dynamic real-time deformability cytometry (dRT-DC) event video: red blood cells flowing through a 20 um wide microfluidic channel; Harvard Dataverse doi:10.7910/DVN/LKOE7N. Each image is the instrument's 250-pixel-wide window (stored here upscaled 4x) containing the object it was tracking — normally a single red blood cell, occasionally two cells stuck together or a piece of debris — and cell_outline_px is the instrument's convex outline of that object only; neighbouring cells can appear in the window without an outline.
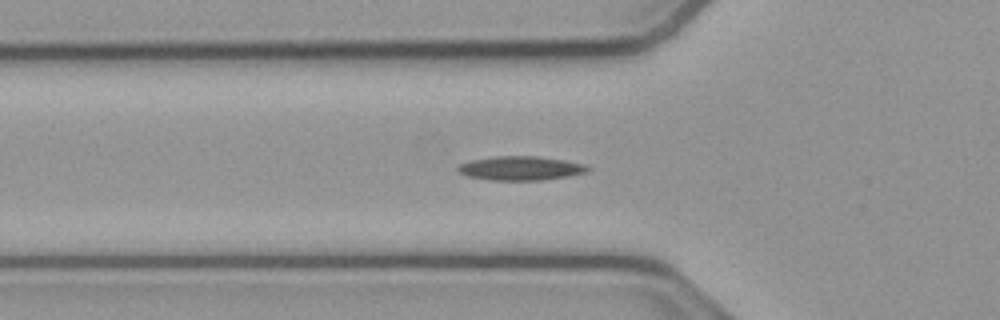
{"species": "common noctule bat (a hibernating species)", "species_latin": "Nyctalus noctula", "temperature_condition": "cold", "stored_images_in_passage": 49, "camera_frame_rate_fps": 3000, "um_per_image_px": 0.085, "animal": {"sex": "male", "body_mass_g": 23.1, "forearm_length_mm": 52.7}, "frame": {"image": 1, "passage_image": 12, "time_ms": 3.667, "image_size_px": [1000, 320], "cell_outline_px": [[588, 172], [568, 176], [540, 180], [488, 180], [468, 176], [456, 172], [456, 168], [460, 164], [472, 160], [496, 156], [536, 156], [564, 160], [584, 164], [588, 168]], "centroid_in_image_um": [44.21, 14.3], "position_along_channel_um": 81.6, "area_um2": 18.09}}
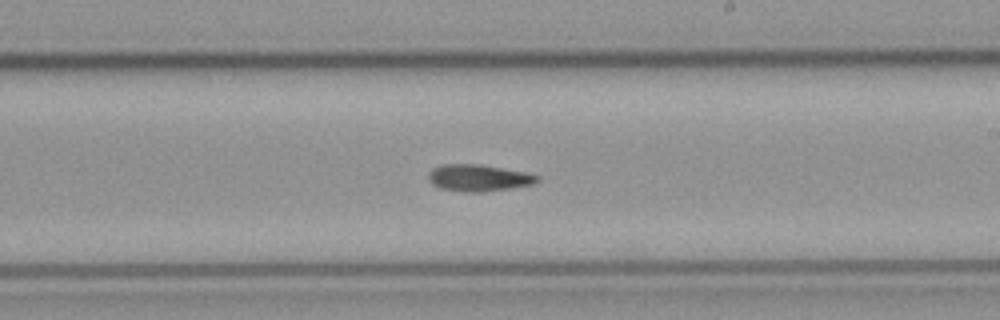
{"frame": {"image": 2, "passage_image": 25, "time_ms": 8.0, "image_size_px": [1000, 320], "cell_outline_px": [[540, 180], [532, 184], [512, 188], [480, 192], [464, 192], [440, 188], [432, 184], [428, 180], [428, 172], [432, 168], [444, 164], [480, 164], [524, 172], [540, 176]], "centroid_in_image_um": [40.65, 15.12], "position_along_channel_um": 248.3, "area_um2": 16.99}}
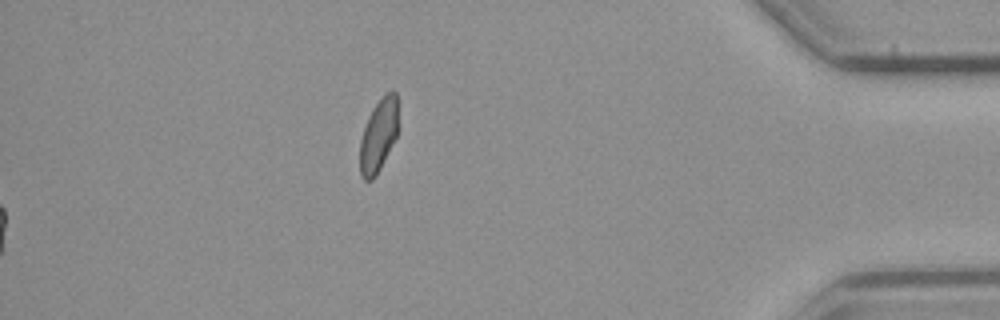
{"frame": {"image": 3, "passage_image": 49, "time_ms": 16.0, "image_size_px": [1000, 320], "cell_outline_px": [[396, 136], [376, 176], [372, 180], [364, 180], [360, 176], [360, 140], [368, 116], [384, 92], [392, 88], [396, 92]], "centroid_in_image_um": [32.14, 11.5], "position_along_channel_um": 403.1, "area_um2": 16.01}}